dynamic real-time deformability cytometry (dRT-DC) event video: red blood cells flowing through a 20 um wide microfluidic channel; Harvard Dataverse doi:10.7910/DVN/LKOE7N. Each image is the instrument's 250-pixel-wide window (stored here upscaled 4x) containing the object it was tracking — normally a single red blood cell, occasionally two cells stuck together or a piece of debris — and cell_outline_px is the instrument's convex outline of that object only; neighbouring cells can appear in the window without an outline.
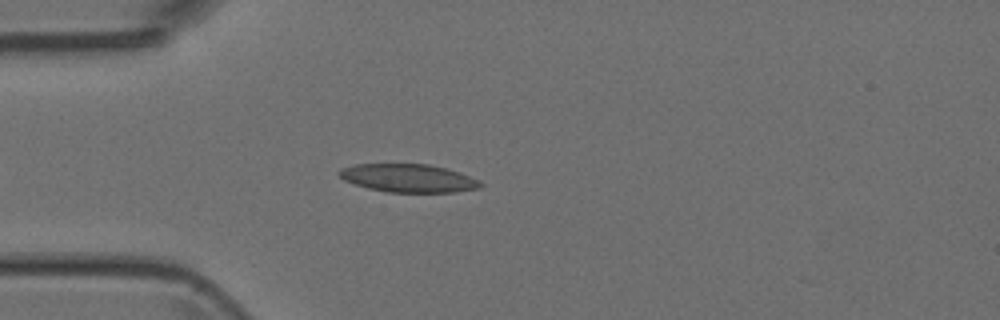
{"species": "Egyptian fruit bat (a non-hibernating species)", "species_latin": "Rousettus aegyptiacus", "temperature_condition": "room temperature", "stored_images_in_passage": 4, "camera_frame_rate_fps": 3000, "um_per_image_px": 0.085, "animal": {"sex": "female"}, "frame": {"image": 1, "passage_image": 4, "time_ms": 3.333, "image_size_px": [1000, 320], "cell_outline_px": [[484, 184], [480, 188], [456, 192], [388, 192], [368, 188], [344, 180], [336, 172], [340, 168], [356, 164], [428, 164], [460, 172], [480, 180]], "centroid_in_image_um": [34.73, 15.14], "position_along_channel_um": 50.3, "area_um2": 23.24}}